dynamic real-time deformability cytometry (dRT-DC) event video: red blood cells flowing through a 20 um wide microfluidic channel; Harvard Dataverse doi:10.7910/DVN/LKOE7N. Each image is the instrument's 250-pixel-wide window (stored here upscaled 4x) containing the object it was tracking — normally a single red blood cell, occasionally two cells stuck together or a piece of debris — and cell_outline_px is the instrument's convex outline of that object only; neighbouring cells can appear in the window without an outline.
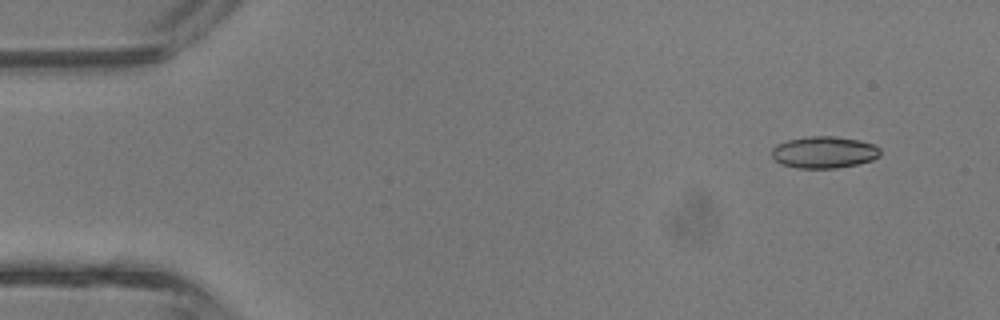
{"species": "common noctule bat (a hibernating species)", "species_latin": "Nyctalus noctula", "temperature_condition": "room temperature", "stored_images_in_passage": 4, "camera_frame_rate_fps": 3000, "um_per_image_px": 0.085, "animal": {"sex": "male", "body_mass_g": 13.3}, "frame": {"image": 1, "passage_image": 1, "time_ms": 0.0, "image_size_px": [1000, 320], "cell_outline_px": [[880, 156], [872, 160], [856, 164], [836, 168], [796, 168], [780, 164], [772, 156], [772, 148], [776, 144], [788, 140], [808, 136], [832, 136], [860, 140], [872, 144], [880, 148]], "centroid_in_image_um": [70.03, 12.94], "position_along_channel_um": 15.0, "area_um2": 20.11}}
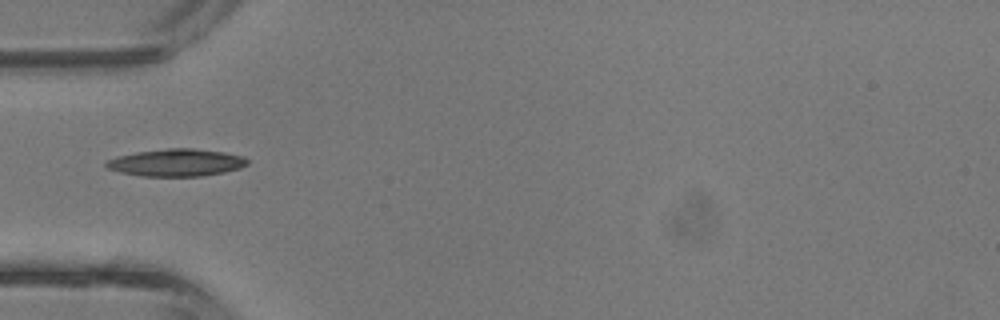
{"frame": {"image": 2, "passage_image": 4, "time_ms": 1.0, "image_size_px": [1000, 320], "cell_outline_px": [[248, 164], [240, 168], [224, 172], [200, 176], [144, 176], [120, 172], [108, 168], [104, 164], [108, 160], [120, 156], [136, 152], [168, 148], [192, 148], [224, 152], [244, 156], [248, 160]], "centroid_in_image_um": [15.03, 13.82], "position_along_channel_um": 70.0, "area_um2": 22.31}}